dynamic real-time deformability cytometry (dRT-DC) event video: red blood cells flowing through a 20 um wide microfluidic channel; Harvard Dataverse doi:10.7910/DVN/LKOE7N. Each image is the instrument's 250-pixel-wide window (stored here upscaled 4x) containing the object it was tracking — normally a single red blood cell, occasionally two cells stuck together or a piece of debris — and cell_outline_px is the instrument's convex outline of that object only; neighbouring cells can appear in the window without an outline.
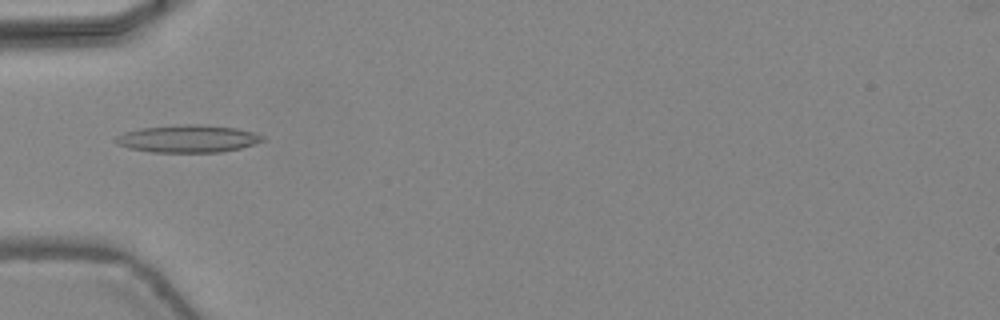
{"species": "common noctule bat (a hibernating species)", "species_latin": "Nyctalus noctula", "temperature_condition": "warm", "stored_images_in_passage": 33, "camera_frame_rate_fps": 3000, "um_per_image_px": 0.085, "animal": {"sex": "female", "body_mass_g": 24.6, "forearm_length_mm": 56.2}, "frame": {"image": 1, "passage_image": 7, "time_ms": 2.0, "image_size_px": [1000, 320], "cell_outline_px": [[264, 140], [240, 148], [220, 152], [148, 152], [128, 148], [116, 144], [116, 136], [124, 132], [140, 128], [184, 124], [200, 124], [236, 128], [252, 132], [264, 136]], "centroid_in_image_um": [15.93, 11.79], "position_along_channel_um": 69.1, "area_um2": 23.47}}
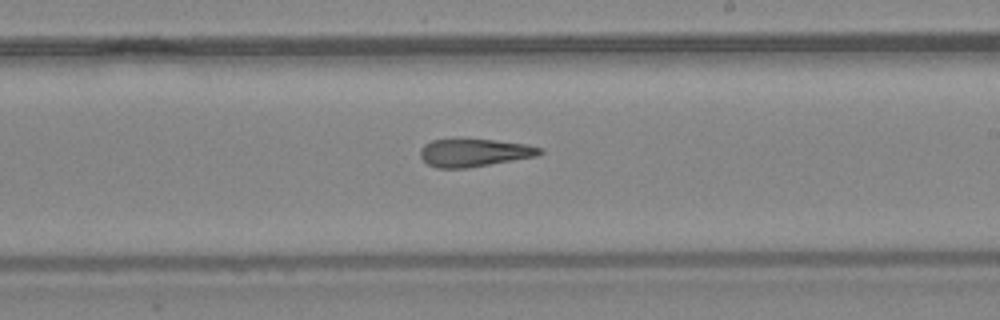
{"frame": {"image": 2, "passage_image": 19, "time_ms": 6.0, "image_size_px": [1000, 320], "cell_outline_px": [[544, 152], [536, 156], [468, 168], [436, 168], [428, 164], [420, 156], [420, 148], [424, 144], [432, 140], [492, 140], [528, 144], [544, 148]], "centroid_in_image_um": [40.33, 12.99], "position_along_channel_um": 248.7, "area_um2": 19.25}}
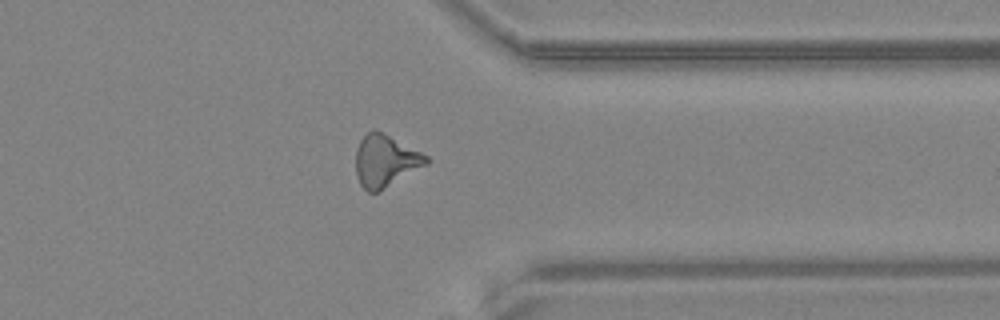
{"frame": {"image": 3, "passage_image": 28, "time_ms": 9.0, "image_size_px": [1000, 320], "cell_outline_px": [[428, 164], [380, 192], [368, 192], [360, 184], [356, 176], [356, 148], [360, 140], [372, 128], [376, 128], [428, 156]], "centroid_in_image_um": [32.74, 13.67], "position_along_channel_um": 378.7, "area_um2": 21.62}, "authors_computed_cell_mechanics": {"area_um2": 20.4034, "velocity_mm_per_s": 4.4855, "shape_relaxation_time_tau1_ms": null, "shape_relaxation_time_tau2_ms": 3.7575, "deformation_change_tau1": null, "deformation_change_tau2": 0.1827}}